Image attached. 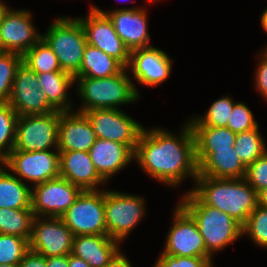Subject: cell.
<instances>
[{
	"label": "cell",
	"instance_id": "6da1fadb",
	"mask_svg": "<svg viewBox=\"0 0 267 267\" xmlns=\"http://www.w3.org/2000/svg\"><path fill=\"white\" fill-rule=\"evenodd\" d=\"M180 124L176 133L161 126L144 127L134 151V163L144 175L169 189H179L189 179L192 188H185L184 193L193 189L198 165L192 127L186 118Z\"/></svg>",
	"mask_w": 267,
	"mask_h": 267
},
{
	"label": "cell",
	"instance_id": "7a4b0ae2",
	"mask_svg": "<svg viewBox=\"0 0 267 267\" xmlns=\"http://www.w3.org/2000/svg\"><path fill=\"white\" fill-rule=\"evenodd\" d=\"M192 191L206 205L230 215L242 226L258 206V193L244 178L197 176Z\"/></svg>",
	"mask_w": 267,
	"mask_h": 267
},
{
	"label": "cell",
	"instance_id": "3957f363",
	"mask_svg": "<svg viewBox=\"0 0 267 267\" xmlns=\"http://www.w3.org/2000/svg\"><path fill=\"white\" fill-rule=\"evenodd\" d=\"M75 98L79 105L74 111L84 113L93 109H122L142 100L134 89L127 68L104 78L75 77Z\"/></svg>",
	"mask_w": 267,
	"mask_h": 267
},
{
	"label": "cell",
	"instance_id": "277c9868",
	"mask_svg": "<svg viewBox=\"0 0 267 267\" xmlns=\"http://www.w3.org/2000/svg\"><path fill=\"white\" fill-rule=\"evenodd\" d=\"M180 194L177 202L196 221L206 250L214 258L242 239V225L230 215L206 205L192 190Z\"/></svg>",
	"mask_w": 267,
	"mask_h": 267
},
{
	"label": "cell",
	"instance_id": "5b68a950",
	"mask_svg": "<svg viewBox=\"0 0 267 267\" xmlns=\"http://www.w3.org/2000/svg\"><path fill=\"white\" fill-rule=\"evenodd\" d=\"M52 19L42 39L55 53L63 71L73 76L80 70L87 38L82 24L75 16L57 15Z\"/></svg>",
	"mask_w": 267,
	"mask_h": 267
},
{
	"label": "cell",
	"instance_id": "8992f818",
	"mask_svg": "<svg viewBox=\"0 0 267 267\" xmlns=\"http://www.w3.org/2000/svg\"><path fill=\"white\" fill-rule=\"evenodd\" d=\"M146 204L147 199L142 194L105 188L107 235L124 245L130 233L146 218L149 210Z\"/></svg>",
	"mask_w": 267,
	"mask_h": 267
},
{
	"label": "cell",
	"instance_id": "52a82bcc",
	"mask_svg": "<svg viewBox=\"0 0 267 267\" xmlns=\"http://www.w3.org/2000/svg\"><path fill=\"white\" fill-rule=\"evenodd\" d=\"M174 204L171 224L159 254L214 259L206 250L196 221L178 202Z\"/></svg>",
	"mask_w": 267,
	"mask_h": 267
},
{
	"label": "cell",
	"instance_id": "ba28073f",
	"mask_svg": "<svg viewBox=\"0 0 267 267\" xmlns=\"http://www.w3.org/2000/svg\"><path fill=\"white\" fill-rule=\"evenodd\" d=\"M60 218L74 236L107 235L105 189L82 190Z\"/></svg>",
	"mask_w": 267,
	"mask_h": 267
},
{
	"label": "cell",
	"instance_id": "9c48e42d",
	"mask_svg": "<svg viewBox=\"0 0 267 267\" xmlns=\"http://www.w3.org/2000/svg\"><path fill=\"white\" fill-rule=\"evenodd\" d=\"M3 165L30 188L60 176L59 150H12Z\"/></svg>",
	"mask_w": 267,
	"mask_h": 267
},
{
	"label": "cell",
	"instance_id": "30bf717a",
	"mask_svg": "<svg viewBox=\"0 0 267 267\" xmlns=\"http://www.w3.org/2000/svg\"><path fill=\"white\" fill-rule=\"evenodd\" d=\"M156 2H148L147 5L141 4L131 7H113L106 11L95 4H90L89 8L95 12L103 13L113 23L114 29L123 41L129 51L138 48H148L151 45V34L149 31V10L148 4ZM146 6V7H145Z\"/></svg>",
	"mask_w": 267,
	"mask_h": 267
},
{
	"label": "cell",
	"instance_id": "8fae6325",
	"mask_svg": "<svg viewBox=\"0 0 267 267\" xmlns=\"http://www.w3.org/2000/svg\"><path fill=\"white\" fill-rule=\"evenodd\" d=\"M60 111L19 116L13 150L45 151L58 149Z\"/></svg>",
	"mask_w": 267,
	"mask_h": 267
},
{
	"label": "cell",
	"instance_id": "7c38bea8",
	"mask_svg": "<svg viewBox=\"0 0 267 267\" xmlns=\"http://www.w3.org/2000/svg\"><path fill=\"white\" fill-rule=\"evenodd\" d=\"M174 58L157 46L138 48L130 51L127 67L136 94L141 98L138 85L150 88L159 87L172 75ZM136 82V83H135Z\"/></svg>",
	"mask_w": 267,
	"mask_h": 267
},
{
	"label": "cell",
	"instance_id": "4fadbf2b",
	"mask_svg": "<svg viewBox=\"0 0 267 267\" xmlns=\"http://www.w3.org/2000/svg\"><path fill=\"white\" fill-rule=\"evenodd\" d=\"M84 114L91 122L97 138L125 144L135 151L144 126L125 109H93Z\"/></svg>",
	"mask_w": 267,
	"mask_h": 267
},
{
	"label": "cell",
	"instance_id": "5bb4252c",
	"mask_svg": "<svg viewBox=\"0 0 267 267\" xmlns=\"http://www.w3.org/2000/svg\"><path fill=\"white\" fill-rule=\"evenodd\" d=\"M28 8L9 7L0 22V46L4 52L24 55L41 38L42 33L33 22Z\"/></svg>",
	"mask_w": 267,
	"mask_h": 267
},
{
	"label": "cell",
	"instance_id": "9a60e30c",
	"mask_svg": "<svg viewBox=\"0 0 267 267\" xmlns=\"http://www.w3.org/2000/svg\"><path fill=\"white\" fill-rule=\"evenodd\" d=\"M82 189L57 177L31 188V209L35 217H61Z\"/></svg>",
	"mask_w": 267,
	"mask_h": 267
},
{
	"label": "cell",
	"instance_id": "2e32d148",
	"mask_svg": "<svg viewBox=\"0 0 267 267\" xmlns=\"http://www.w3.org/2000/svg\"><path fill=\"white\" fill-rule=\"evenodd\" d=\"M8 103L18 116L48 114L57 111L40 89L37 73L23 62L16 70Z\"/></svg>",
	"mask_w": 267,
	"mask_h": 267
},
{
	"label": "cell",
	"instance_id": "e0dca14e",
	"mask_svg": "<svg viewBox=\"0 0 267 267\" xmlns=\"http://www.w3.org/2000/svg\"><path fill=\"white\" fill-rule=\"evenodd\" d=\"M73 238L72 231L60 217H35L29 248L46 258L69 255Z\"/></svg>",
	"mask_w": 267,
	"mask_h": 267
},
{
	"label": "cell",
	"instance_id": "ac0fdd59",
	"mask_svg": "<svg viewBox=\"0 0 267 267\" xmlns=\"http://www.w3.org/2000/svg\"><path fill=\"white\" fill-rule=\"evenodd\" d=\"M82 24L87 44L96 47L118 60L125 68L130 62V51L116 33L113 23L106 14L90 8L85 16L77 17Z\"/></svg>",
	"mask_w": 267,
	"mask_h": 267
},
{
	"label": "cell",
	"instance_id": "d6986e66",
	"mask_svg": "<svg viewBox=\"0 0 267 267\" xmlns=\"http://www.w3.org/2000/svg\"><path fill=\"white\" fill-rule=\"evenodd\" d=\"M99 176L107 183L134 163V152L125 144L97 138L89 150Z\"/></svg>",
	"mask_w": 267,
	"mask_h": 267
},
{
	"label": "cell",
	"instance_id": "ffe728a7",
	"mask_svg": "<svg viewBox=\"0 0 267 267\" xmlns=\"http://www.w3.org/2000/svg\"><path fill=\"white\" fill-rule=\"evenodd\" d=\"M59 169L60 177L79 186L82 190L109 187L97 173L89 152L59 151Z\"/></svg>",
	"mask_w": 267,
	"mask_h": 267
},
{
	"label": "cell",
	"instance_id": "44dd1931",
	"mask_svg": "<svg viewBox=\"0 0 267 267\" xmlns=\"http://www.w3.org/2000/svg\"><path fill=\"white\" fill-rule=\"evenodd\" d=\"M97 137L84 113L60 111L58 150L89 152Z\"/></svg>",
	"mask_w": 267,
	"mask_h": 267
},
{
	"label": "cell",
	"instance_id": "7402d4cb",
	"mask_svg": "<svg viewBox=\"0 0 267 267\" xmlns=\"http://www.w3.org/2000/svg\"><path fill=\"white\" fill-rule=\"evenodd\" d=\"M108 235H78L73 238L72 254L91 267H106L124 247Z\"/></svg>",
	"mask_w": 267,
	"mask_h": 267
},
{
	"label": "cell",
	"instance_id": "603a6c76",
	"mask_svg": "<svg viewBox=\"0 0 267 267\" xmlns=\"http://www.w3.org/2000/svg\"><path fill=\"white\" fill-rule=\"evenodd\" d=\"M40 89L48 101L59 111H74L76 103L71 97L70 88L75 91V77L66 71H54L37 74Z\"/></svg>",
	"mask_w": 267,
	"mask_h": 267
},
{
	"label": "cell",
	"instance_id": "cb8c5ba5",
	"mask_svg": "<svg viewBox=\"0 0 267 267\" xmlns=\"http://www.w3.org/2000/svg\"><path fill=\"white\" fill-rule=\"evenodd\" d=\"M247 167L234 147L214 149L199 165L197 176L210 178H244Z\"/></svg>",
	"mask_w": 267,
	"mask_h": 267
},
{
	"label": "cell",
	"instance_id": "d4e9b609",
	"mask_svg": "<svg viewBox=\"0 0 267 267\" xmlns=\"http://www.w3.org/2000/svg\"><path fill=\"white\" fill-rule=\"evenodd\" d=\"M195 137L196 162L199 165L214 149L234 147L236 133L227 127L191 126Z\"/></svg>",
	"mask_w": 267,
	"mask_h": 267
},
{
	"label": "cell",
	"instance_id": "484cf974",
	"mask_svg": "<svg viewBox=\"0 0 267 267\" xmlns=\"http://www.w3.org/2000/svg\"><path fill=\"white\" fill-rule=\"evenodd\" d=\"M0 208L31 209V188L4 165L0 167Z\"/></svg>",
	"mask_w": 267,
	"mask_h": 267
},
{
	"label": "cell",
	"instance_id": "4316f807",
	"mask_svg": "<svg viewBox=\"0 0 267 267\" xmlns=\"http://www.w3.org/2000/svg\"><path fill=\"white\" fill-rule=\"evenodd\" d=\"M124 68L125 67L115 58L87 44L80 70L74 77L104 78L116 75Z\"/></svg>",
	"mask_w": 267,
	"mask_h": 267
},
{
	"label": "cell",
	"instance_id": "83f0119b",
	"mask_svg": "<svg viewBox=\"0 0 267 267\" xmlns=\"http://www.w3.org/2000/svg\"><path fill=\"white\" fill-rule=\"evenodd\" d=\"M235 102L236 100L226 93L214 100L204 113H193L186 119L191 126L227 127Z\"/></svg>",
	"mask_w": 267,
	"mask_h": 267
},
{
	"label": "cell",
	"instance_id": "f1b7e54d",
	"mask_svg": "<svg viewBox=\"0 0 267 267\" xmlns=\"http://www.w3.org/2000/svg\"><path fill=\"white\" fill-rule=\"evenodd\" d=\"M234 150L246 167L263 155L267 151V139L260 130V124L251 130L237 133Z\"/></svg>",
	"mask_w": 267,
	"mask_h": 267
},
{
	"label": "cell",
	"instance_id": "f546056e",
	"mask_svg": "<svg viewBox=\"0 0 267 267\" xmlns=\"http://www.w3.org/2000/svg\"><path fill=\"white\" fill-rule=\"evenodd\" d=\"M34 218L32 209L0 208V234L20 236L29 241Z\"/></svg>",
	"mask_w": 267,
	"mask_h": 267
},
{
	"label": "cell",
	"instance_id": "4dcf8cb0",
	"mask_svg": "<svg viewBox=\"0 0 267 267\" xmlns=\"http://www.w3.org/2000/svg\"><path fill=\"white\" fill-rule=\"evenodd\" d=\"M22 62L37 74L63 71L55 53L42 38L22 56Z\"/></svg>",
	"mask_w": 267,
	"mask_h": 267
},
{
	"label": "cell",
	"instance_id": "1f68e13d",
	"mask_svg": "<svg viewBox=\"0 0 267 267\" xmlns=\"http://www.w3.org/2000/svg\"><path fill=\"white\" fill-rule=\"evenodd\" d=\"M18 115L8 102H0V159L14 148Z\"/></svg>",
	"mask_w": 267,
	"mask_h": 267
},
{
	"label": "cell",
	"instance_id": "d6a6232c",
	"mask_svg": "<svg viewBox=\"0 0 267 267\" xmlns=\"http://www.w3.org/2000/svg\"><path fill=\"white\" fill-rule=\"evenodd\" d=\"M242 238L251 240L258 248L267 249V208L257 206L242 226Z\"/></svg>",
	"mask_w": 267,
	"mask_h": 267
},
{
	"label": "cell",
	"instance_id": "836d02e7",
	"mask_svg": "<svg viewBox=\"0 0 267 267\" xmlns=\"http://www.w3.org/2000/svg\"><path fill=\"white\" fill-rule=\"evenodd\" d=\"M22 62V55L12 52L0 54V102H8L16 70Z\"/></svg>",
	"mask_w": 267,
	"mask_h": 267
},
{
	"label": "cell",
	"instance_id": "e575fe53",
	"mask_svg": "<svg viewBox=\"0 0 267 267\" xmlns=\"http://www.w3.org/2000/svg\"><path fill=\"white\" fill-rule=\"evenodd\" d=\"M29 249L27 239L20 236L0 234V265H18Z\"/></svg>",
	"mask_w": 267,
	"mask_h": 267
},
{
	"label": "cell",
	"instance_id": "d590c367",
	"mask_svg": "<svg viewBox=\"0 0 267 267\" xmlns=\"http://www.w3.org/2000/svg\"><path fill=\"white\" fill-rule=\"evenodd\" d=\"M249 107L245 102L237 100L234 103L227 128L236 134L256 128L259 122Z\"/></svg>",
	"mask_w": 267,
	"mask_h": 267
},
{
	"label": "cell",
	"instance_id": "8d00e7d4",
	"mask_svg": "<svg viewBox=\"0 0 267 267\" xmlns=\"http://www.w3.org/2000/svg\"><path fill=\"white\" fill-rule=\"evenodd\" d=\"M213 260L214 259L158 254L152 267H214Z\"/></svg>",
	"mask_w": 267,
	"mask_h": 267
},
{
	"label": "cell",
	"instance_id": "74e56055",
	"mask_svg": "<svg viewBox=\"0 0 267 267\" xmlns=\"http://www.w3.org/2000/svg\"><path fill=\"white\" fill-rule=\"evenodd\" d=\"M244 179L257 193L267 188V151L247 167Z\"/></svg>",
	"mask_w": 267,
	"mask_h": 267
},
{
	"label": "cell",
	"instance_id": "f35d334b",
	"mask_svg": "<svg viewBox=\"0 0 267 267\" xmlns=\"http://www.w3.org/2000/svg\"><path fill=\"white\" fill-rule=\"evenodd\" d=\"M256 54L257 62L252 83L259 97L267 102V48L261 47Z\"/></svg>",
	"mask_w": 267,
	"mask_h": 267
},
{
	"label": "cell",
	"instance_id": "ab89813d",
	"mask_svg": "<svg viewBox=\"0 0 267 267\" xmlns=\"http://www.w3.org/2000/svg\"><path fill=\"white\" fill-rule=\"evenodd\" d=\"M19 267H47L46 257L39 254L31 249L22 258L21 262L18 264Z\"/></svg>",
	"mask_w": 267,
	"mask_h": 267
},
{
	"label": "cell",
	"instance_id": "60d3db41",
	"mask_svg": "<svg viewBox=\"0 0 267 267\" xmlns=\"http://www.w3.org/2000/svg\"><path fill=\"white\" fill-rule=\"evenodd\" d=\"M132 263L128 255L121 249L106 267H134Z\"/></svg>",
	"mask_w": 267,
	"mask_h": 267
},
{
	"label": "cell",
	"instance_id": "b9f144b4",
	"mask_svg": "<svg viewBox=\"0 0 267 267\" xmlns=\"http://www.w3.org/2000/svg\"><path fill=\"white\" fill-rule=\"evenodd\" d=\"M46 265L47 267H69L68 255L57 256V257H47Z\"/></svg>",
	"mask_w": 267,
	"mask_h": 267
},
{
	"label": "cell",
	"instance_id": "7bdbcfd3",
	"mask_svg": "<svg viewBox=\"0 0 267 267\" xmlns=\"http://www.w3.org/2000/svg\"><path fill=\"white\" fill-rule=\"evenodd\" d=\"M68 264L69 267H91L83 259L76 257L72 253L68 255Z\"/></svg>",
	"mask_w": 267,
	"mask_h": 267
},
{
	"label": "cell",
	"instance_id": "ee69618b",
	"mask_svg": "<svg viewBox=\"0 0 267 267\" xmlns=\"http://www.w3.org/2000/svg\"><path fill=\"white\" fill-rule=\"evenodd\" d=\"M259 21H260V25H261V30L265 32V34L267 35V7L263 9L262 13L260 14L259 17ZM265 46L264 48H267V44L264 43Z\"/></svg>",
	"mask_w": 267,
	"mask_h": 267
},
{
	"label": "cell",
	"instance_id": "f6af8a7d",
	"mask_svg": "<svg viewBox=\"0 0 267 267\" xmlns=\"http://www.w3.org/2000/svg\"><path fill=\"white\" fill-rule=\"evenodd\" d=\"M258 206L267 208V188L258 192Z\"/></svg>",
	"mask_w": 267,
	"mask_h": 267
},
{
	"label": "cell",
	"instance_id": "bcb514c9",
	"mask_svg": "<svg viewBox=\"0 0 267 267\" xmlns=\"http://www.w3.org/2000/svg\"><path fill=\"white\" fill-rule=\"evenodd\" d=\"M10 3H6L4 0H0V22L2 19L3 14L6 12V10L9 8Z\"/></svg>",
	"mask_w": 267,
	"mask_h": 267
},
{
	"label": "cell",
	"instance_id": "7dc6e473",
	"mask_svg": "<svg viewBox=\"0 0 267 267\" xmlns=\"http://www.w3.org/2000/svg\"><path fill=\"white\" fill-rule=\"evenodd\" d=\"M116 1H119V0H116ZM122 1H123V2H126V1H127L128 4H129L130 2L137 3V0H121V2H122ZM142 1H143V0H142ZM144 1H146V3L149 2L148 0H144Z\"/></svg>",
	"mask_w": 267,
	"mask_h": 267
},
{
	"label": "cell",
	"instance_id": "c3c4849f",
	"mask_svg": "<svg viewBox=\"0 0 267 267\" xmlns=\"http://www.w3.org/2000/svg\"><path fill=\"white\" fill-rule=\"evenodd\" d=\"M0 267H19V266L15 264H4V265H0Z\"/></svg>",
	"mask_w": 267,
	"mask_h": 267
},
{
	"label": "cell",
	"instance_id": "681fc988",
	"mask_svg": "<svg viewBox=\"0 0 267 267\" xmlns=\"http://www.w3.org/2000/svg\"><path fill=\"white\" fill-rule=\"evenodd\" d=\"M148 1L159 3V2H161V1H163V0H148Z\"/></svg>",
	"mask_w": 267,
	"mask_h": 267
},
{
	"label": "cell",
	"instance_id": "f907efd6",
	"mask_svg": "<svg viewBox=\"0 0 267 267\" xmlns=\"http://www.w3.org/2000/svg\"><path fill=\"white\" fill-rule=\"evenodd\" d=\"M3 165V160L0 159V167Z\"/></svg>",
	"mask_w": 267,
	"mask_h": 267
},
{
	"label": "cell",
	"instance_id": "816d5d0a",
	"mask_svg": "<svg viewBox=\"0 0 267 267\" xmlns=\"http://www.w3.org/2000/svg\"><path fill=\"white\" fill-rule=\"evenodd\" d=\"M2 52H4V51L2 50V48H1V46H0V54H1Z\"/></svg>",
	"mask_w": 267,
	"mask_h": 267
}]
</instances>
